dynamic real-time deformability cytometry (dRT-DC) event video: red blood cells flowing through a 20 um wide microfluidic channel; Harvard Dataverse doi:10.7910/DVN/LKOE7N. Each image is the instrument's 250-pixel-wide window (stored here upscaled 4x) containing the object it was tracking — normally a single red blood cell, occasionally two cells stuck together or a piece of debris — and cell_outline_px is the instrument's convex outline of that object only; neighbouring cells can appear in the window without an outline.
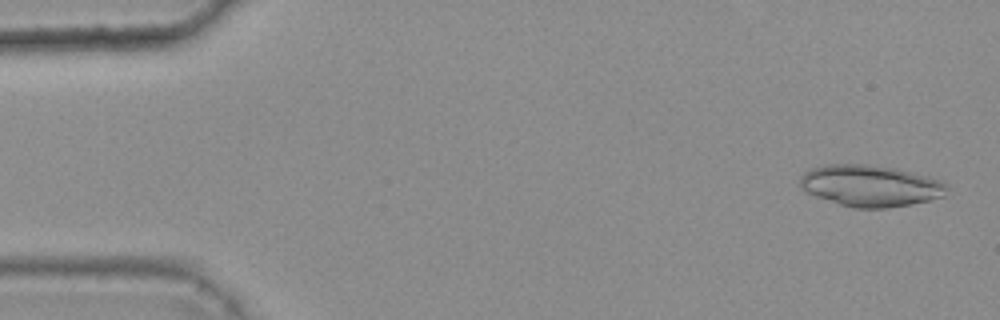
{"species": "common noctule bat (a hibernating species)", "species_latin": "Nyctalus noctula", "temperature_condition": "warm", "stored_images_in_passage": 46, "camera_frame_rate_fps": 3000, "um_per_image_px": 0.085, "animal": {"sex": "female", "body_mass_g": 25.1}, "frame": {"image": 1, "passage_image": 2, "time_ms": 0.333, "image_size_px": [1000, 320], "cell_outline_px": [[948, 188], [944, 196], [912, 204], [888, 208], [856, 208], [840, 204], [804, 192], [800, 188], [800, 176], [804, 172], [812, 168], [828, 164], [864, 164], [896, 168], [928, 176], [940, 180]], "centroid_in_image_um": [73.96, 15.79], "position_along_channel_um": 11.0, "area_um2": 35.49}}